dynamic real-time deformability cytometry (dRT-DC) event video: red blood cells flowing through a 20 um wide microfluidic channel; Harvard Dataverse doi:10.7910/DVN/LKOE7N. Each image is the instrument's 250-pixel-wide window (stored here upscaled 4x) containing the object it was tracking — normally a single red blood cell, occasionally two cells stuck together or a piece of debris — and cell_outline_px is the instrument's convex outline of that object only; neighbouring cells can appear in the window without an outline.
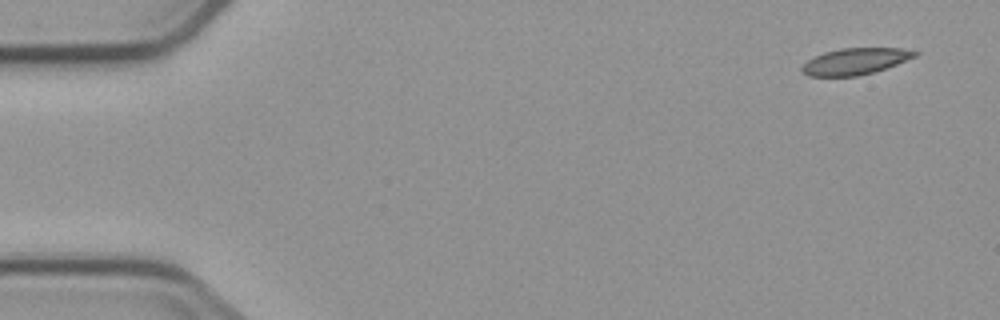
{"species": "common noctule bat (a hibernating species)", "species_latin": "Nyctalus noctula", "temperature_condition": "cold", "stored_images_in_passage": 9, "camera_frame_rate_fps": 3000, "um_per_image_px": 0.085, "animal": {"sex": "male", "body_mass_g": 23.1, "forearm_length_mm": 52.7}, "frame": {"image": 1, "passage_image": 1, "time_ms": 0.0, "image_size_px": [1000, 320], "cell_outline_px": [[920, 52], [916, 56], [896, 64], [872, 72], [856, 76], [808, 76], [800, 72], [800, 68], [808, 60], [824, 52], [840, 48], [900, 48]], "centroid_in_image_um": [72.65, 5.21], "position_along_channel_um": 12.3, "area_um2": 17.22}}
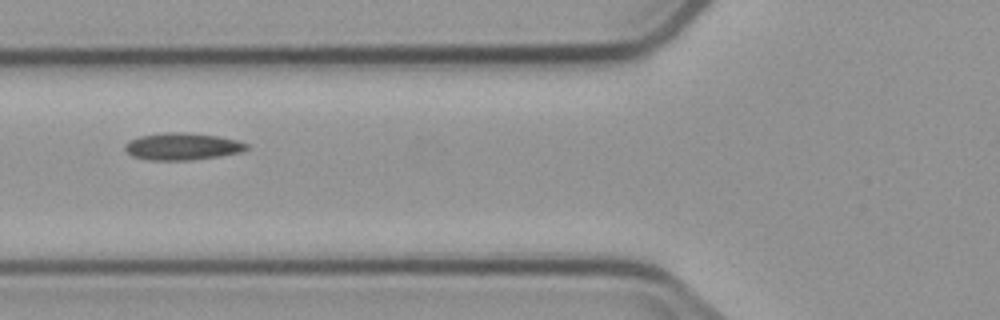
{"frame": {"image": 2, "passage_image": 6, "time_ms": 6.0, "image_size_px": [1000, 320], "cell_outline_px": [[248, 148], [240, 152], [220, 156], [192, 160], [148, 160], [132, 156], [124, 148], [124, 144], [128, 140], [140, 136], [164, 132], [188, 132], [216, 136], [236, 140], [248, 144]], "centroid_in_image_um": [15.46, 12.44], "position_along_channel_um": 110.3, "area_um2": 19.25}}
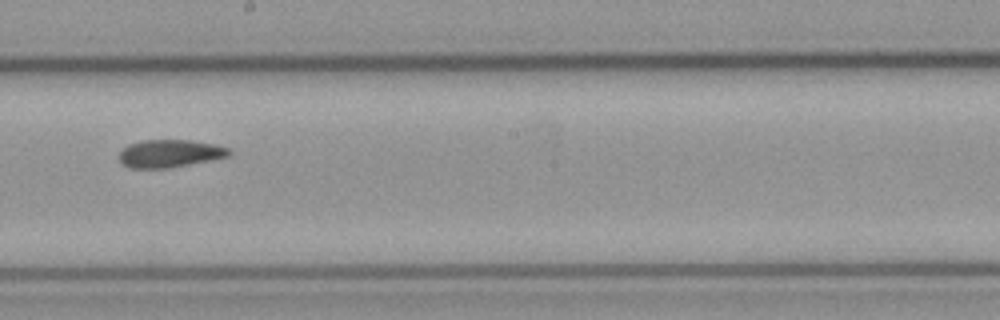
{"frame": {"image": 3, "passage_image": 9, "time_ms": 9.333, "image_size_px": [1000, 320], "cell_outline_px": [[232, 152], [228, 156], [168, 168], [128, 168], [120, 160], [120, 152], [128, 144], [140, 140], [192, 140], [212, 144], [228, 148]], "centroid_in_image_um": [14.4, 13.04], "position_along_channel_um": 233.8, "area_um2": 17.51}}